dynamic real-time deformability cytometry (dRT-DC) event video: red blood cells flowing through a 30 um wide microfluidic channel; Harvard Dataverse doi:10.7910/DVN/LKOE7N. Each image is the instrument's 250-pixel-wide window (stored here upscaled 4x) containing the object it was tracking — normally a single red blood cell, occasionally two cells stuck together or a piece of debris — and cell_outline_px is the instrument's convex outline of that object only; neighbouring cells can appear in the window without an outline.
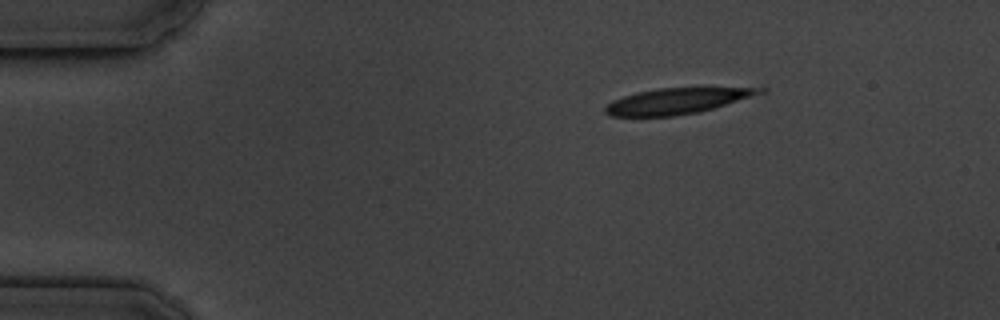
{"species": "common noctule bat (a hibernating species)", "species_latin": "Nyctalus noctula", "temperature_condition": "cold", "stored_images_in_passage": 3, "camera_frame_rate_fps": 3000, "um_per_image_px": 0.085, "animal": {"sex": "male", "body_mass_g": 19.5, "forearm_length_mm": 54.6}, "frame": {"image": 1, "passage_image": 1, "time_ms": 0.0, "image_size_px": [1000, 320], "cell_outline_px": [[768, 92], [700, 112], [672, 116], [608, 116], [604, 112], [604, 108], [612, 100], [636, 92], [656, 88], [704, 84], [764, 84], [768, 88]], "centroid_in_image_um": [57.91, 8.46], "position_along_channel_um": 27.1, "area_um2": 25.72}}